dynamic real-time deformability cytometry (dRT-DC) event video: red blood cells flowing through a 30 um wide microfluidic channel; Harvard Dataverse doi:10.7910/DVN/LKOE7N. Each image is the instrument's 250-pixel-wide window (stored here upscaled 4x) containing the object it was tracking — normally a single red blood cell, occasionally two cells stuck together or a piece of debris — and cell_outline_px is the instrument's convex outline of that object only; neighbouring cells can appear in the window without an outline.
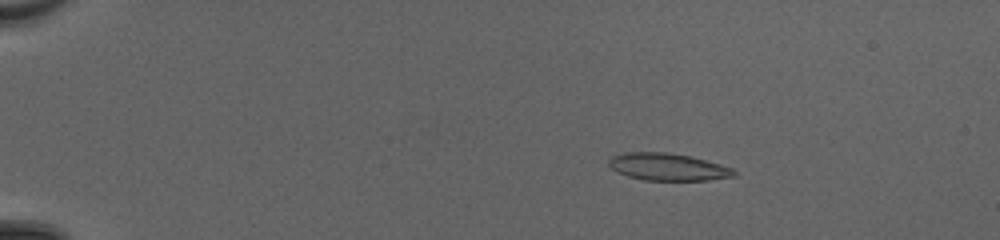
{"species": "common noctule bat (a hibernating species)", "species_latin": "Nyctalus noctula", "temperature_condition": "cold", "stored_images_in_passage": 51, "camera_frame_rate_fps": 3000, "um_per_image_px": 0.085, "animal": {"sex": "female", "body_mass_g": 20.0, "forearm_length_mm": 54.0}, "frame": {"image": 1, "passage_image": 10, "time_ms": 3.0, "image_size_px": [1000, 240], "cell_outline_px": [[736, 176], [708, 180], [644, 180], [628, 176], [616, 172], [608, 164], [608, 160], [612, 156], [624, 152], [664, 152], [688, 156], [720, 164], [732, 168], [736, 172]], "centroid_in_image_um": [56.74, 14.19], "position_along_channel_um": 28.3, "area_um2": 19.77}}
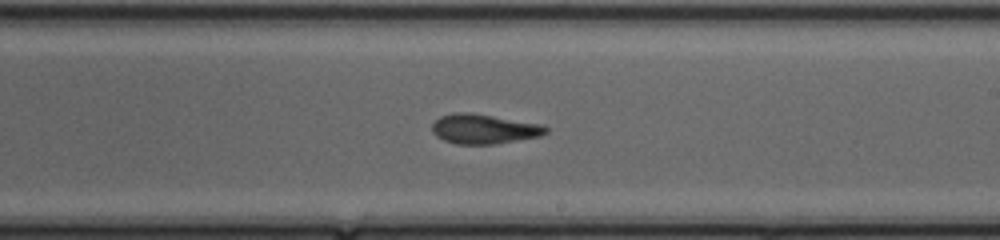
{"frame": {"image": 2, "passage_image": 33, "time_ms": 10.667, "image_size_px": [1000, 240], "cell_outline_px": [[548, 132], [540, 136], [496, 144], [456, 144], [444, 140], [436, 136], [432, 132], [432, 124], [440, 116], [452, 112], [472, 112], [544, 124], [548, 128]], "centroid_in_image_um": [41.15, 10.95], "position_along_channel_um": 247.9, "area_um2": 20.0}}
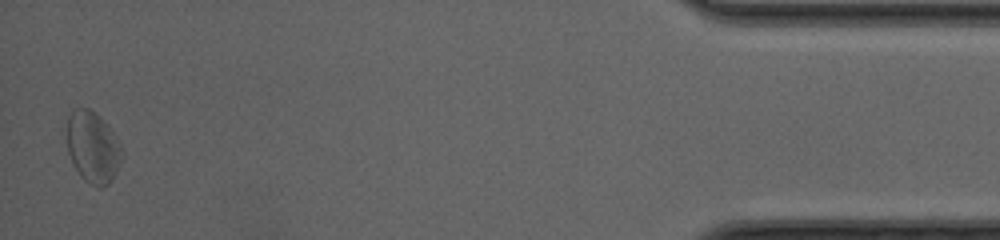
{"frame": {"image": 3, "passage_image": 51, "time_ms": 16.667, "image_size_px": [1000, 240], "cell_outline_px": [[124, 156], [112, 180], [108, 184], [100, 188], [88, 184], [80, 176], [68, 152], [68, 116], [76, 108], [88, 108], [100, 116], [108, 124], [120, 144], [124, 152]], "centroid_in_image_um": [7.93, 12.53], "position_along_channel_um": 427.3, "area_um2": 22.95}, "authors_computed_cell_mechanics": {"area_um2": 19.9988, "velocity_mm_per_s": 4.1977, "shape_relaxation_time_tau1_ms": null, "shape_relaxation_time_tau2_ms": 3.0363, "deformation_change_tau1": null, "deformation_change_tau2": 0.1101}}